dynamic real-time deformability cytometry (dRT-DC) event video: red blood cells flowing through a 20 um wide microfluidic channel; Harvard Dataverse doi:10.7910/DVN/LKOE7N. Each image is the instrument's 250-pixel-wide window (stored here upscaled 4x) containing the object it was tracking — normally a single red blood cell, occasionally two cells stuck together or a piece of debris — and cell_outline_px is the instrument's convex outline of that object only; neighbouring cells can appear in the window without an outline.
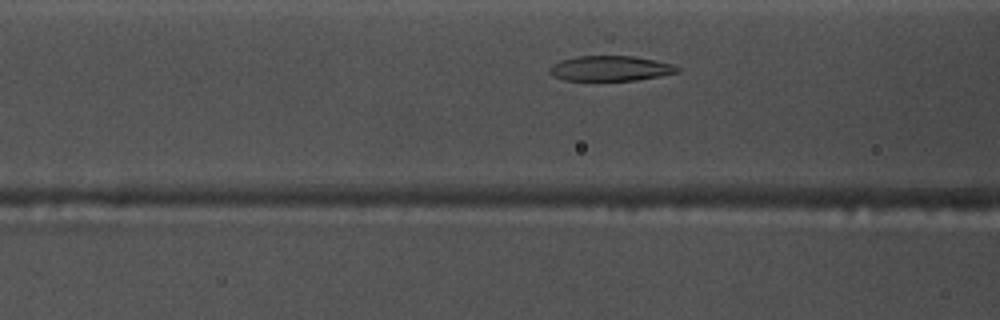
{"species": "common noctule bat (a hibernating species)", "species_latin": "Nyctalus noctula", "temperature_condition": "warm", "stored_images_in_passage": 26, "camera_frame_rate_fps": 3000, "um_per_image_px": 0.085, "animal": {"sex": "male", "body_mass_g": 17.5, "forearm_length_mm": 52.3}, "frame": {"image": 1, "passage_image": 4, "time_ms": 1.0, "image_size_px": [1000, 320], "cell_outline_px": [[680, 72], [660, 76], [636, 80], [564, 80], [548, 72], [548, 68], [552, 64], [560, 60], [576, 56], [632, 56], [656, 60], [672, 64], [680, 68]], "centroid_in_image_um": [51.88, 5.81], "position_along_channel_um": 114.7, "area_um2": 18.73}}
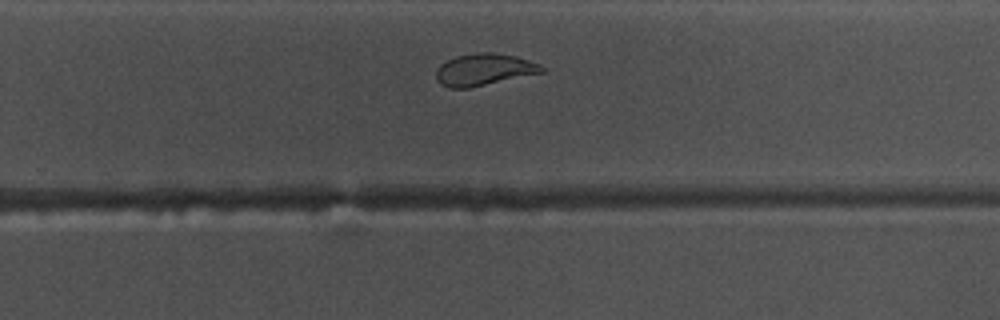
{"frame": {"image": 2, "passage_image": 18, "time_ms": 5.667, "image_size_px": [1000, 320], "cell_outline_px": [[544, 72], [468, 88], [448, 88], [440, 84], [436, 80], [436, 68], [440, 64], [456, 56], [480, 52], [488, 52], [516, 56], [540, 64], [544, 68]], "centroid_in_image_um": [41.11, 5.92], "position_along_channel_um": 288.7, "area_um2": 19.54}}
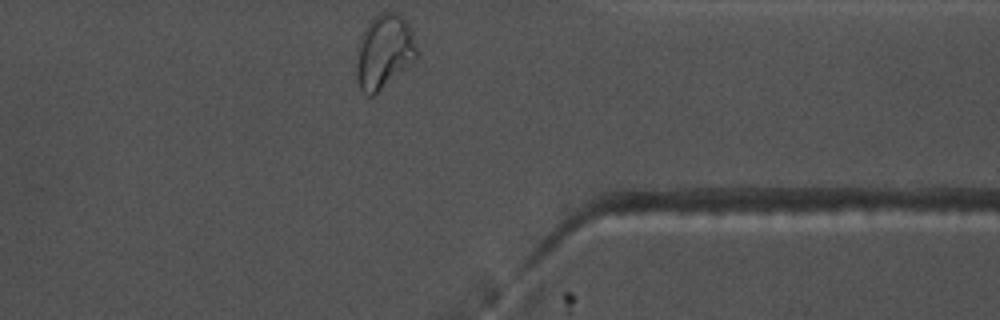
{"frame": {"image": 3, "passage_image": 26, "time_ms": 8.333, "image_size_px": [1000, 320], "cell_outline_px": [[416, 60], [372, 96], [368, 96], [360, 88], [356, 76], [356, 72], [360, 40], [368, 24], [380, 12], [396, 12], [408, 24], [412, 32], [416, 48]], "centroid_in_image_um": [32.66, 4.4], "position_along_channel_um": 378.7, "area_um2": 25.32}}